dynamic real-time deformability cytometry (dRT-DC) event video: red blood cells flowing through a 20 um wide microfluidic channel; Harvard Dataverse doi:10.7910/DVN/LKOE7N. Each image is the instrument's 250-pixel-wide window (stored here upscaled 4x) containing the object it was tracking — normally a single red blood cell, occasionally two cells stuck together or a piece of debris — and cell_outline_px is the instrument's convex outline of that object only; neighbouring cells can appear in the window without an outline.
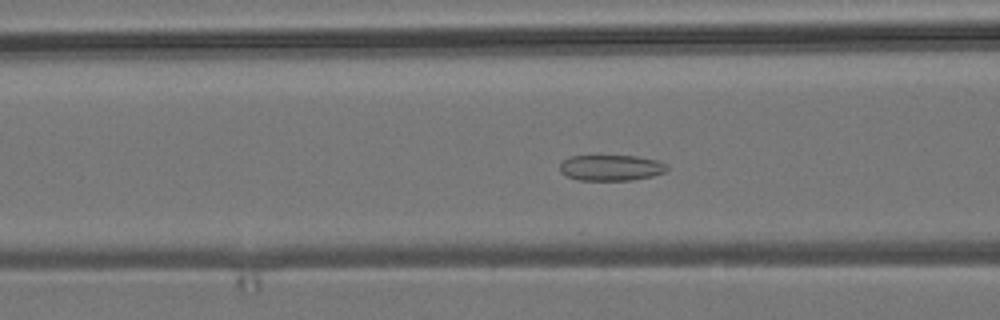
{"species": "common noctule bat (a hibernating species)", "species_latin": "Nyctalus noctula", "temperature_condition": "room temperature", "stored_images_in_passage": 55, "camera_frame_rate_fps": 3000, "um_per_image_px": 0.085, "animal": {"sex": "male", "body_mass_g": 19.2, "forearm_length_mm": 51.8}, "frame": {"image": 1, "passage_image": 21, "time_ms": 6.667, "image_size_px": [1000, 320], "cell_outline_px": [[668, 168], [664, 172], [652, 176], [632, 180], [580, 180], [568, 176], [560, 172], [560, 160], [568, 156], [636, 156], [660, 160], [668, 164]], "centroid_in_image_um": [51.94, 14.25], "position_along_channel_um": 114.7, "area_um2": 16.3}}
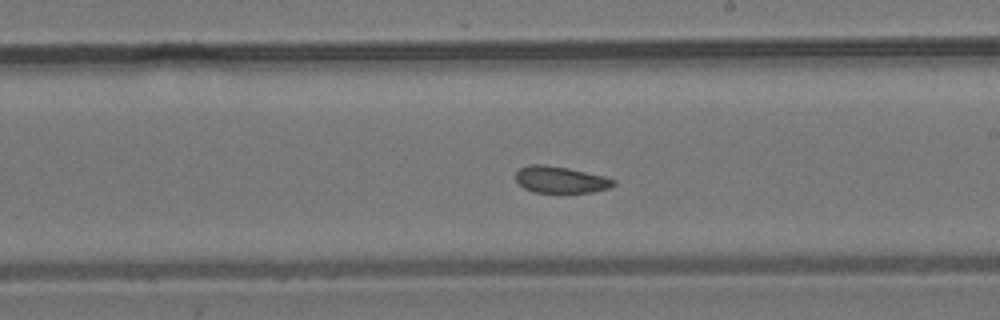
{"frame": {"image": 2, "passage_image": 31, "time_ms": 10.0, "image_size_px": [1000, 320], "cell_outline_px": [[616, 184], [608, 188], [592, 192], [560, 196], [532, 192], [524, 188], [516, 180], [516, 172], [520, 168], [528, 164], [544, 164], [568, 168], [604, 176], [616, 180]], "centroid_in_image_um": [47.64, 15.33], "position_along_channel_um": 241.4, "area_um2": 16.01}}
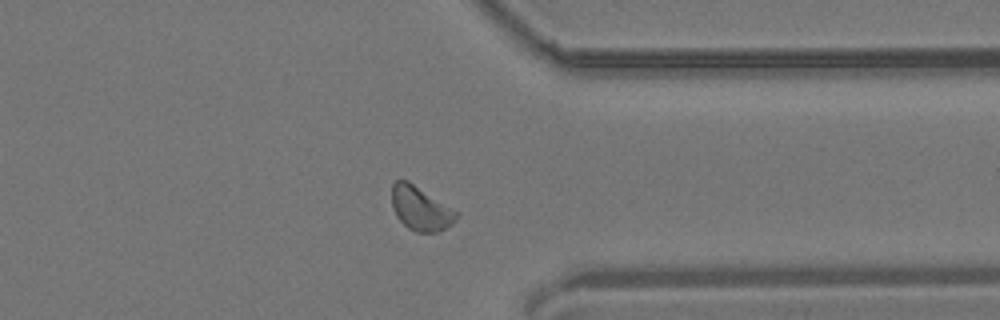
{"frame": {"image": 3, "passage_image": 42, "time_ms": 13.667, "image_size_px": [1000, 320], "cell_outline_px": [[460, 216], [452, 224], [436, 232], [416, 232], [408, 228], [396, 216], [392, 204], [392, 184], [396, 180], [408, 180], [460, 212]], "centroid_in_image_um": [35.78, 17.71], "position_along_channel_um": 375.6, "area_um2": 16.7}, "authors_computed_cell_mechanics": {"area_um2": 16.6464, "velocity_mm_per_s": 3.7889, "shape_relaxation_time_tau1_ms": null, "shape_relaxation_time_tau2_ms": 2.1893, "deformation_change_tau1": null, "deformation_change_tau2": 0.061}}